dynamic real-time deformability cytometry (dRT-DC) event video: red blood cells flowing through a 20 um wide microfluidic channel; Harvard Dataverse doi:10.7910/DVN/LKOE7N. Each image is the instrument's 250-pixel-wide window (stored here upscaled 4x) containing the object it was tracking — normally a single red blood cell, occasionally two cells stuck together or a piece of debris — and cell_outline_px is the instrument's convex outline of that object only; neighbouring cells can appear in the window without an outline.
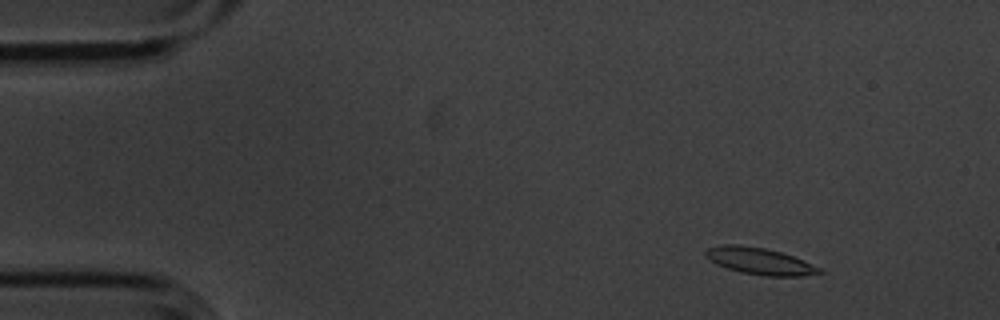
{"species": "common noctule bat (a hibernating species)", "species_latin": "Nyctalus noctula", "temperature_condition": "cold", "stored_images_in_passage": 10, "camera_frame_rate_fps": 3000, "um_per_image_px": 0.085, "animal": {"sex": "male", "body_mass_g": 20.1, "forearm_length_mm": 53.5}, "frame": {"image": 1, "passage_image": 1, "time_ms": 0.0, "image_size_px": [1000, 320], "cell_outline_px": [[824, 272], [800, 276], [764, 276], [740, 272], [716, 264], [704, 256], [704, 252], [708, 248], [724, 244], [740, 244], [764, 248], [780, 252], [792, 256], [812, 264], [820, 268]], "centroid_in_image_um": [64.53, 22.19], "position_along_channel_um": 20.5, "area_um2": 17.63}}
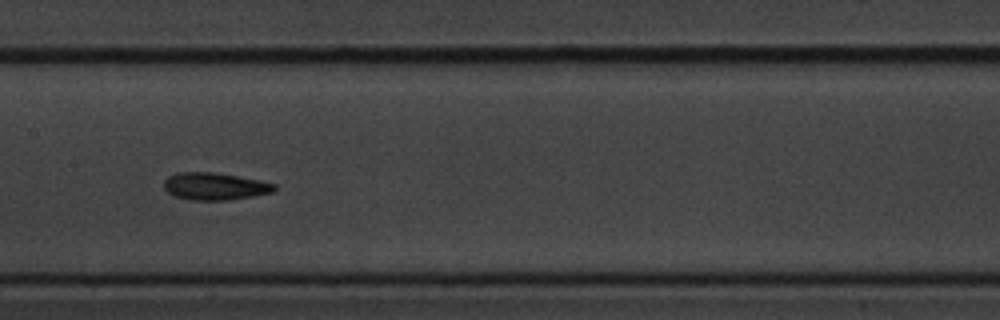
{"frame": {"image": 2, "passage_image": 7, "time_ms": 2.0, "image_size_px": [1000, 320], "cell_outline_px": [[276, 188], [272, 192], [252, 196], [228, 200], [192, 200], [176, 196], [168, 192], [164, 188], [164, 180], [168, 176], [176, 172], [212, 172], [236, 176], [276, 184]], "centroid_in_image_um": [18.22, 15.83], "position_along_channel_um": 189.2, "area_um2": 17.34}}
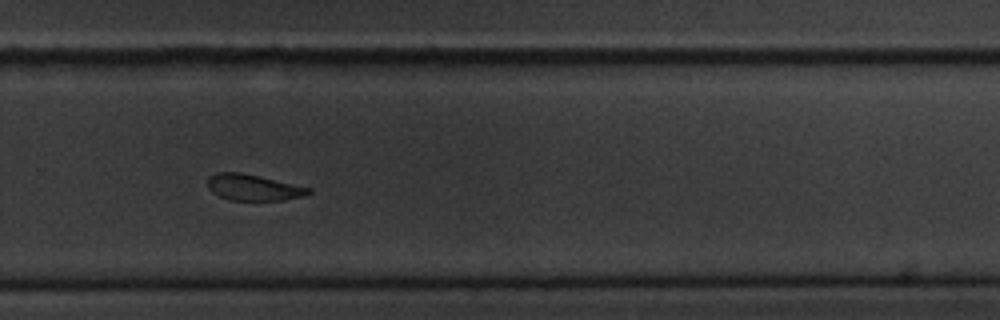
{"frame": {"image": 3, "passage_image": 10, "time_ms": 3.0, "image_size_px": [1000, 320], "cell_outline_px": [[312, 192], [304, 196], [284, 200], [228, 200], [212, 192], [208, 188], [208, 176], [216, 172], [240, 172], [260, 176], [312, 188]], "centroid_in_image_um": [21.54, 15.93], "position_along_channel_um": 308.3, "area_um2": 15.49}}